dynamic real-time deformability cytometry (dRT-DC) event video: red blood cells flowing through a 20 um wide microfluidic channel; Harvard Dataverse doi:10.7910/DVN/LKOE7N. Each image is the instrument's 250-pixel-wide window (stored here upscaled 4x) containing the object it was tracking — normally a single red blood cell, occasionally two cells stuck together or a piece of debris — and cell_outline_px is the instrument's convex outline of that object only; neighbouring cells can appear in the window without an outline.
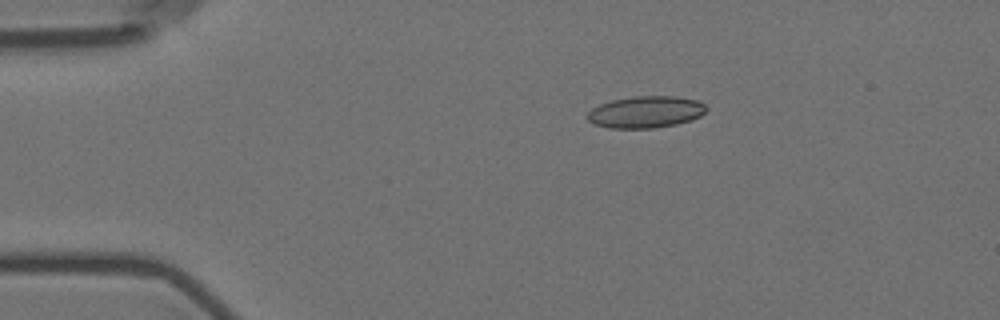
{"species": "Egyptian fruit bat (a non-hibernating species)", "species_latin": "Rousettus aegyptiacus", "temperature_condition": "room temperature", "stored_images_in_passage": 6, "camera_frame_rate_fps": 3000, "um_per_image_px": 0.085, "animal": {"sex": "female"}, "frame": {"image": 1, "passage_image": 3, "time_ms": 2.333, "image_size_px": [1000, 320], "cell_outline_px": [[708, 108], [700, 116], [692, 120], [676, 124], [652, 128], [608, 128], [596, 124], [588, 120], [588, 112], [592, 108], [600, 104], [612, 100], [636, 96], [672, 96], [700, 100]], "centroid_in_image_um": [54.92, 9.51], "position_along_channel_um": 30.1, "area_um2": 21.96}}
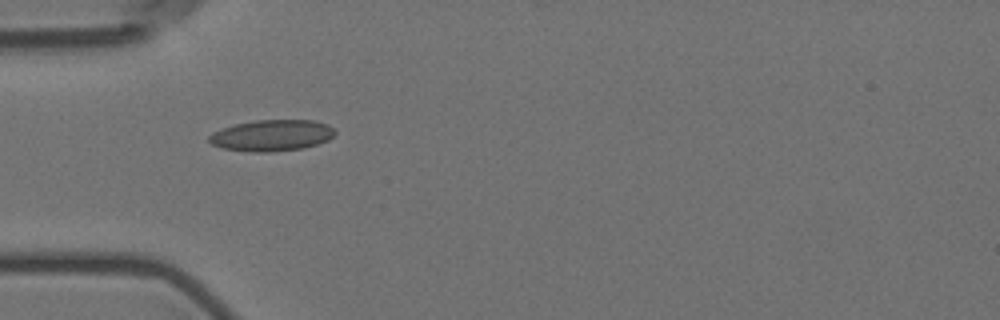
{"frame": {"image": 2, "passage_image": 5, "time_ms": 4.667, "image_size_px": [1000, 320], "cell_outline_px": [[336, 132], [328, 140], [304, 148], [268, 152], [252, 152], [224, 148], [212, 144], [208, 140], [208, 136], [212, 132], [220, 128], [236, 124], [256, 120], [312, 120], [328, 124]], "centroid_in_image_um": [23.08, 11.5], "position_along_channel_um": 61.9, "area_um2": 22.89}}
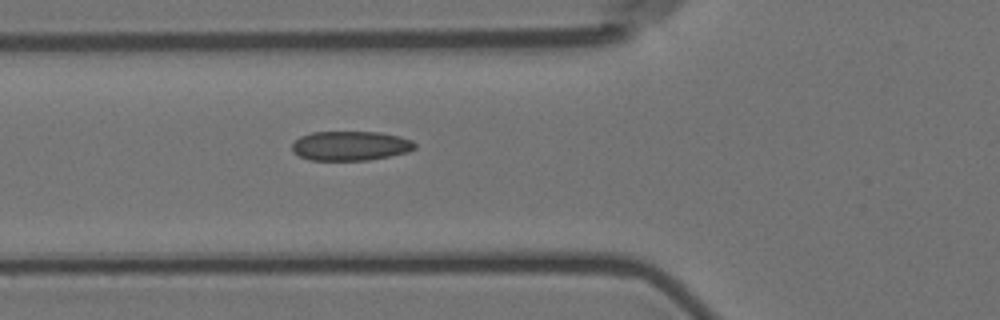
{"frame": {"image": 3, "passage_image": 6, "time_ms": 5.667, "image_size_px": [1000, 320], "cell_outline_px": [[416, 148], [408, 152], [368, 160], [308, 160], [292, 152], [292, 144], [300, 136], [312, 132], [380, 132], [412, 140], [416, 144]], "centroid_in_image_um": [29.77, 12.39], "position_along_channel_um": 96.0, "area_um2": 21.04}}